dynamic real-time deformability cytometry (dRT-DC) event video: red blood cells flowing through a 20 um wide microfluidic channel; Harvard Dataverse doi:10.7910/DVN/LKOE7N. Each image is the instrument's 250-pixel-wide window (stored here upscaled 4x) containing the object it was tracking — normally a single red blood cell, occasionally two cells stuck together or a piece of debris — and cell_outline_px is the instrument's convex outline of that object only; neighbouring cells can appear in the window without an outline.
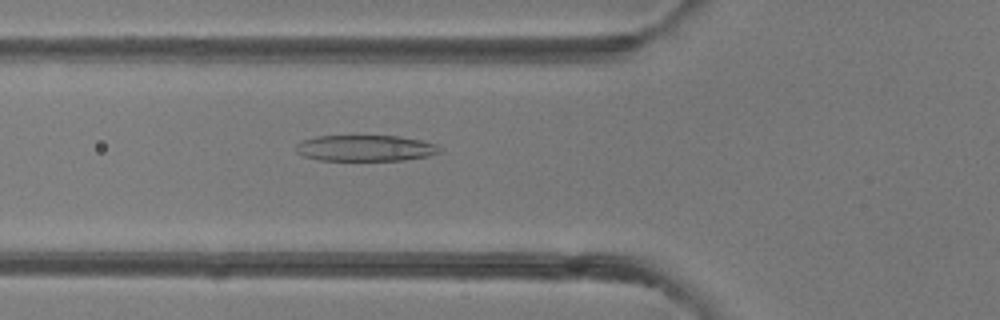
{"species": "common noctule bat (a hibernating species)", "species_latin": "Nyctalus noctula", "temperature_condition": "room temperature", "stored_images_in_passage": 49, "camera_frame_rate_fps": 3000, "um_per_image_px": 0.085, "animal": {"sex": "female"}, "frame": {"image": 1, "passage_image": 18, "time_ms": 5.667, "image_size_px": [1000, 320], "cell_outline_px": [[440, 152], [428, 156], [404, 160], [320, 160], [304, 156], [296, 152], [296, 144], [300, 140], [316, 136], [396, 136], [420, 140], [436, 144], [440, 148]], "centroid_in_image_um": [31.02, 12.59], "position_along_channel_um": 94.8, "area_um2": 21.79}}
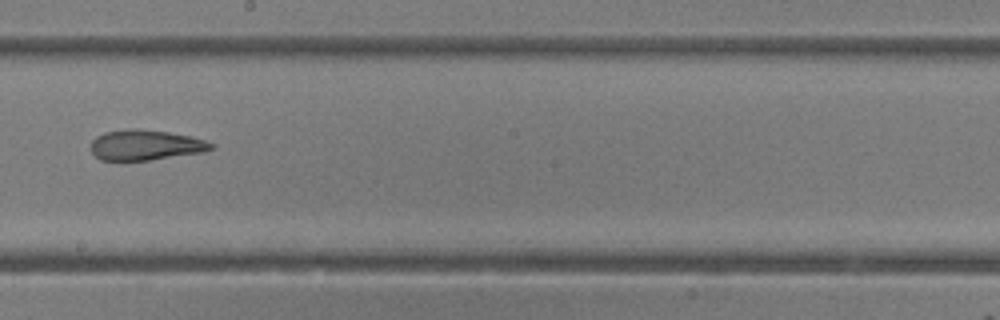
{"frame": {"image": 2, "passage_image": 28, "time_ms": 9.0, "image_size_px": [1000, 320], "cell_outline_px": [[216, 148], [204, 152], [120, 164], [100, 160], [92, 152], [92, 140], [96, 136], [104, 132], [124, 128], [136, 128], [168, 132], [192, 136], [216, 144]], "centroid_in_image_um": [12.34, 12.36], "position_along_channel_um": 235.9, "area_um2": 22.14}}
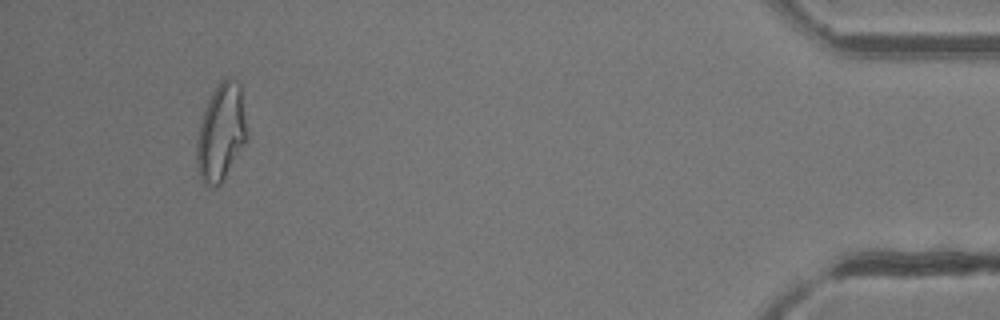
{"frame": {"image": 3, "passage_image": 46, "time_ms": 15.0, "image_size_px": [1000, 320], "cell_outline_px": [[248, 136], [244, 144], [224, 180], [216, 188], [212, 188], [204, 184], [200, 176], [196, 160], [196, 144], [200, 124], [208, 100], [212, 92], [220, 80], [224, 76], [228, 76], [236, 80], [240, 84]], "centroid_in_image_um": [18.79, 11.26], "position_along_channel_um": 416.4, "area_um2": 28.55}, "authors_computed_cell_mechanics": {"area_um2": 24.854, "velocity_mm_per_s": 4.2173, "shape_relaxation_time_tau1_ms": null, "shape_relaxation_time_tau2_ms": 1.9972, "deformation_change_tau1": null, "deformation_change_tau2": 0.1088}}